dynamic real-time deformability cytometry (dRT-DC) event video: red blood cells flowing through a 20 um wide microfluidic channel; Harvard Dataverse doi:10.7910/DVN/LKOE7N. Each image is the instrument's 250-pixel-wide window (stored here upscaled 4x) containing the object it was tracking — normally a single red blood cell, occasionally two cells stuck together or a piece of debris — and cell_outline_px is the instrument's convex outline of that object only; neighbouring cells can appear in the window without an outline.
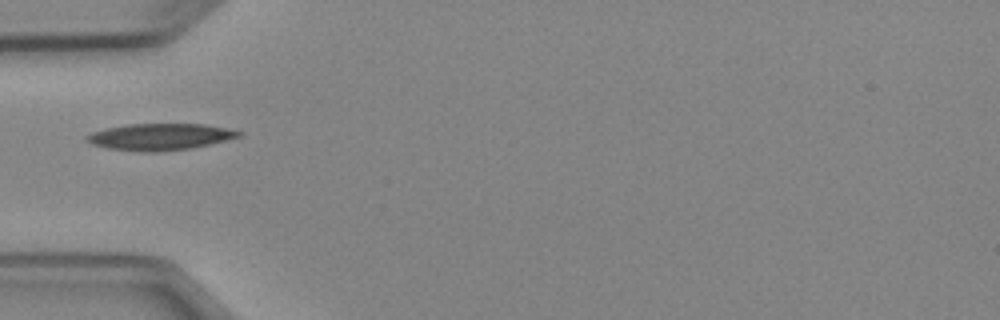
{"species": "Egyptian fruit bat (a non-hibernating species)", "species_latin": "Rousettus aegyptiacus", "temperature_condition": "cold", "stored_images_in_passage": 2, "camera_frame_rate_fps": 3000, "um_per_image_px": 0.085, "animal": {"sex": "female"}, "frame": {"image": 1, "passage_image": 1, "time_ms": 0.0, "image_size_px": [1000, 320], "cell_outline_px": [[244, 132], [240, 136], [208, 144], [188, 148], [156, 152], [144, 152], [108, 148], [92, 144], [84, 140], [84, 136], [92, 132], [108, 128], [128, 124], [204, 124]], "centroid_in_image_um": [13.54, 11.62], "position_along_channel_um": 71.5, "area_um2": 23.24}}
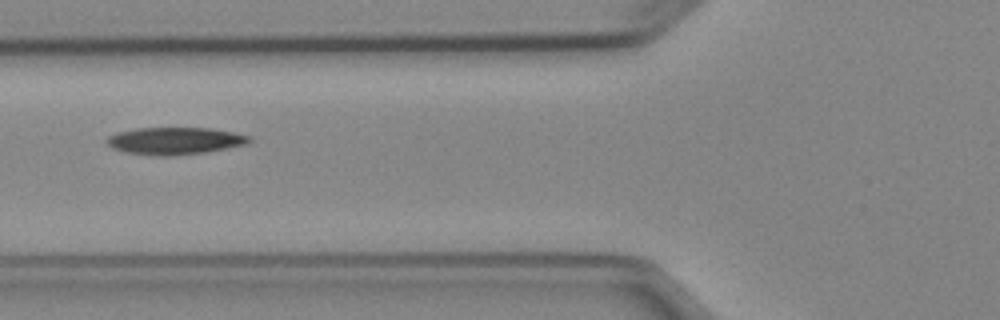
{"frame": {"image": 2, "passage_image": 2, "time_ms": 1.0, "image_size_px": [1000, 320], "cell_outline_px": [[252, 140], [248, 144], [208, 152], [172, 156], [152, 156], [124, 152], [112, 148], [104, 140], [108, 136], [116, 132], [136, 128], [212, 128], [252, 136]], "centroid_in_image_um": [14.86, 11.98], "position_along_channel_um": 110.9, "area_um2": 23.0}}